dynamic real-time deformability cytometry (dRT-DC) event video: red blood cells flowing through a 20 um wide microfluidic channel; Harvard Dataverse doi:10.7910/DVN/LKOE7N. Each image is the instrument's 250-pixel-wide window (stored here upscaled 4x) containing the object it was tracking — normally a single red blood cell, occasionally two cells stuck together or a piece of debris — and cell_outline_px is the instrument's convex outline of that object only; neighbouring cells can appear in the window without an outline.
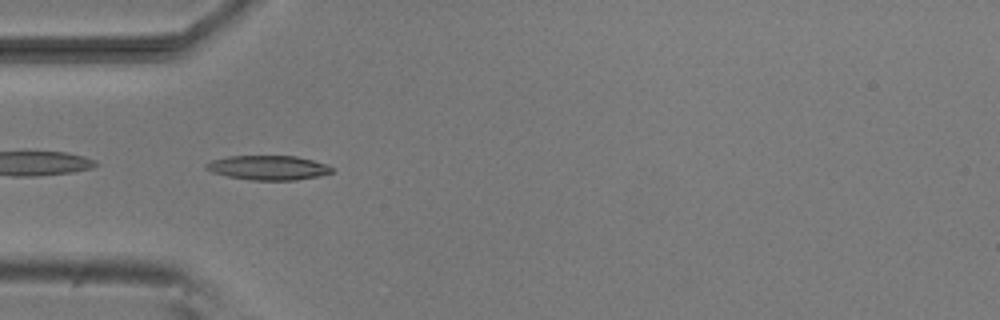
{"species": "common noctule bat (a hibernating species)", "species_latin": "Nyctalus noctula", "temperature_condition": "room temperature", "stored_images_in_passage": 29, "camera_frame_rate_fps": 3000, "um_per_image_px": 0.085, "animal": {"sex": "male", "body_mass_g": 20.5, "forearm_length_mm": 52.5}, "frame": {"image": 1, "passage_image": 16, "time_ms": 5.0, "image_size_px": [1000, 320], "cell_outline_px": [[332, 172], [316, 176], [296, 180], [252, 180], [228, 176], [212, 172], [204, 168], [204, 164], [212, 160], [228, 156], [296, 156], [328, 164], [332, 168]], "centroid_in_image_um": [22.77, 14.25], "position_along_channel_um": 62.2, "area_um2": 17.8}}
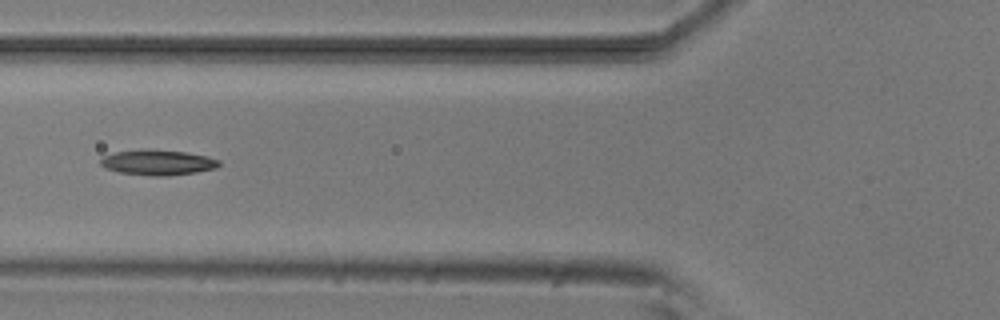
{"frame": {"image": 2, "passage_image": 20, "time_ms": 6.333, "image_size_px": [1000, 320], "cell_outline_px": [[220, 164], [216, 168], [196, 172], [168, 176], [152, 176], [120, 172], [108, 168], [100, 164], [100, 160], [104, 156], [116, 152], [144, 148], [148, 148], [184, 152], [208, 156], [220, 160]], "centroid_in_image_um": [13.44, 13.8], "position_along_channel_um": 112.4, "area_um2": 17.51}}